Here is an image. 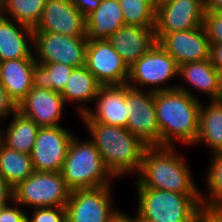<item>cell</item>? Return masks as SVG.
<instances>
[{"instance_id":"cell-21","label":"cell","mask_w":222,"mask_h":222,"mask_svg":"<svg viewBox=\"0 0 222 222\" xmlns=\"http://www.w3.org/2000/svg\"><path fill=\"white\" fill-rule=\"evenodd\" d=\"M178 77L195 88L209 100L222 99L221 74L213 66L210 58L179 65Z\"/></svg>"},{"instance_id":"cell-26","label":"cell","mask_w":222,"mask_h":222,"mask_svg":"<svg viewBox=\"0 0 222 222\" xmlns=\"http://www.w3.org/2000/svg\"><path fill=\"white\" fill-rule=\"evenodd\" d=\"M34 171L29 154L7 148L0 142V177L13 189Z\"/></svg>"},{"instance_id":"cell-41","label":"cell","mask_w":222,"mask_h":222,"mask_svg":"<svg viewBox=\"0 0 222 222\" xmlns=\"http://www.w3.org/2000/svg\"><path fill=\"white\" fill-rule=\"evenodd\" d=\"M136 216L134 217V222H151L149 220L143 219L141 216H139L137 213H135Z\"/></svg>"},{"instance_id":"cell-17","label":"cell","mask_w":222,"mask_h":222,"mask_svg":"<svg viewBox=\"0 0 222 222\" xmlns=\"http://www.w3.org/2000/svg\"><path fill=\"white\" fill-rule=\"evenodd\" d=\"M95 102L96 110L89 109L79 116L82 120H95L107 125L126 127L129 110L128 104H125V84L100 86Z\"/></svg>"},{"instance_id":"cell-43","label":"cell","mask_w":222,"mask_h":222,"mask_svg":"<svg viewBox=\"0 0 222 222\" xmlns=\"http://www.w3.org/2000/svg\"><path fill=\"white\" fill-rule=\"evenodd\" d=\"M62 222H71L68 217H65V219Z\"/></svg>"},{"instance_id":"cell-10","label":"cell","mask_w":222,"mask_h":222,"mask_svg":"<svg viewBox=\"0 0 222 222\" xmlns=\"http://www.w3.org/2000/svg\"><path fill=\"white\" fill-rule=\"evenodd\" d=\"M111 188L107 185L71 191L66 217L71 222H108L117 211L112 206Z\"/></svg>"},{"instance_id":"cell-13","label":"cell","mask_w":222,"mask_h":222,"mask_svg":"<svg viewBox=\"0 0 222 222\" xmlns=\"http://www.w3.org/2000/svg\"><path fill=\"white\" fill-rule=\"evenodd\" d=\"M203 0H166L156 6L155 36L202 26Z\"/></svg>"},{"instance_id":"cell-11","label":"cell","mask_w":222,"mask_h":222,"mask_svg":"<svg viewBox=\"0 0 222 222\" xmlns=\"http://www.w3.org/2000/svg\"><path fill=\"white\" fill-rule=\"evenodd\" d=\"M73 136L62 126L40 127L30 154L34 170L61 171Z\"/></svg>"},{"instance_id":"cell-7","label":"cell","mask_w":222,"mask_h":222,"mask_svg":"<svg viewBox=\"0 0 222 222\" xmlns=\"http://www.w3.org/2000/svg\"><path fill=\"white\" fill-rule=\"evenodd\" d=\"M179 66L174 58L168 54L158 42L129 67L127 85L151 92L167 91L177 89V83L165 86L169 80L178 76ZM140 86V88H139Z\"/></svg>"},{"instance_id":"cell-22","label":"cell","mask_w":222,"mask_h":222,"mask_svg":"<svg viewBox=\"0 0 222 222\" xmlns=\"http://www.w3.org/2000/svg\"><path fill=\"white\" fill-rule=\"evenodd\" d=\"M125 25L119 0H101L100 5L86 17L87 40H107Z\"/></svg>"},{"instance_id":"cell-28","label":"cell","mask_w":222,"mask_h":222,"mask_svg":"<svg viewBox=\"0 0 222 222\" xmlns=\"http://www.w3.org/2000/svg\"><path fill=\"white\" fill-rule=\"evenodd\" d=\"M72 71L73 67L63 63L36 62L33 71V87L61 93Z\"/></svg>"},{"instance_id":"cell-36","label":"cell","mask_w":222,"mask_h":222,"mask_svg":"<svg viewBox=\"0 0 222 222\" xmlns=\"http://www.w3.org/2000/svg\"><path fill=\"white\" fill-rule=\"evenodd\" d=\"M78 11L86 18L101 3V0H73Z\"/></svg>"},{"instance_id":"cell-38","label":"cell","mask_w":222,"mask_h":222,"mask_svg":"<svg viewBox=\"0 0 222 222\" xmlns=\"http://www.w3.org/2000/svg\"><path fill=\"white\" fill-rule=\"evenodd\" d=\"M210 60L213 66L222 74V44H211Z\"/></svg>"},{"instance_id":"cell-9","label":"cell","mask_w":222,"mask_h":222,"mask_svg":"<svg viewBox=\"0 0 222 222\" xmlns=\"http://www.w3.org/2000/svg\"><path fill=\"white\" fill-rule=\"evenodd\" d=\"M136 89L125 84V104H128L126 128L147 146H160L154 92Z\"/></svg>"},{"instance_id":"cell-6","label":"cell","mask_w":222,"mask_h":222,"mask_svg":"<svg viewBox=\"0 0 222 222\" xmlns=\"http://www.w3.org/2000/svg\"><path fill=\"white\" fill-rule=\"evenodd\" d=\"M71 190L61 171L36 172L13 189V200L20 206L34 208L65 207Z\"/></svg>"},{"instance_id":"cell-27","label":"cell","mask_w":222,"mask_h":222,"mask_svg":"<svg viewBox=\"0 0 222 222\" xmlns=\"http://www.w3.org/2000/svg\"><path fill=\"white\" fill-rule=\"evenodd\" d=\"M47 0H1L0 13L32 29L38 25ZM7 14V15H6Z\"/></svg>"},{"instance_id":"cell-8","label":"cell","mask_w":222,"mask_h":222,"mask_svg":"<svg viewBox=\"0 0 222 222\" xmlns=\"http://www.w3.org/2000/svg\"><path fill=\"white\" fill-rule=\"evenodd\" d=\"M87 42V37L33 32V53L38 63H63L73 68L81 67L85 65Z\"/></svg>"},{"instance_id":"cell-39","label":"cell","mask_w":222,"mask_h":222,"mask_svg":"<svg viewBox=\"0 0 222 222\" xmlns=\"http://www.w3.org/2000/svg\"><path fill=\"white\" fill-rule=\"evenodd\" d=\"M203 8L205 12L222 11V0H203Z\"/></svg>"},{"instance_id":"cell-19","label":"cell","mask_w":222,"mask_h":222,"mask_svg":"<svg viewBox=\"0 0 222 222\" xmlns=\"http://www.w3.org/2000/svg\"><path fill=\"white\" fill-rule=\"evenodd\" d=\"M35 58H20L0 62V85L18 106L33 87Z\"/></svg>"},{"instance_id":"cell-37","label":"cell","mask_w":222,"mask_h":222,"mask_svg":"<svg viewBox=\"0 0 222 222\" xmlns=\"http://www.w3.org/2000/svg\"><path fill=\"white\" fill-rule=\"evenodd\" d=\"M13 200V188L0 177V210Z\"/></svg>"},{"instance_id":"cell-23","label":"cell","mask_w":222,"mask_h":222,"mask_svg":"<svg viewBox=\"0 0 222 222\" xmlns=\"http://www.w3.org/2000/svg\"><path fill=\"white\" fill-rule=\"evenodd\" d=\"M100 84L93 74L85 67L73 68L63 91L60 93L65 103H77L79 116L85 114L90 108L85 104L95 101ZM88 102V103H87ZM88 107V108H87Z\"/></svg>"},{"instance_id":"cell-14","label":"cell","mask_w":222,"mask_h":222,"mask_svg":"<svg viewBox=\"0 0 222 222\" xmlns=\"http://www.w3.org/2000/svg\"><path fill=\"white\" fill-rule=\"evenodd\" d=\"M33 32L86 37V18L78 11L73 0H47Z\"/></svg>"},{"instance_id":"cell-20","label":"cell","mask_w":222,"mask_h":222,"mask_svg":"<svg viewBox=\"0 0 222 222\" xmlns=\"http://www.w3.org/2000/svg\"><path fill=\"white\" fill-rule=\"evenodd\" d=\"M15 22L0 16V62L35 58L31 49L33 47V29Z\"/></svg>"},{"instance_id":"cell-42","label":"cell","mask_w":222,"mask_h":222,"mask_svg":"<svg viewBox=\"0 0 222 222\" xmlns=\"http://www.w3.org/2000/svg\"><path fill=\"white\" fill-rule=\"evenodd\" d=\"M166 0H152V2L157 6L159 5L160 3L164 2Z\"/></svg>"},{"instance_id":"cell-5","label":"cell","mask_w":222,"mask_h":222,"mask_svg":"<svg viewBox=\"0 0 222 222\" xmlns=\"http://www.w3.org/2000/svg\"><path fill=\"white\" fill-rule=\"evenodd\" d=\"M138 210L151 222H194L202 208L200 194H179L167 190L137 188Z\"/></svg>"},{"instance_id":"cell-3","label":"cell","mask_w":222,"mask_h":222,"mask_svg":"<svg viewBox=\"0 0 222 222\" xmlns=\"http://www.w3.org/2000/svg\"><path fill=\"white\" fill-rule=\"evenodd\" d=\"M106 168L116 178L139 172L148 147L126 127L107 125L95 120H83Z\"/></svg>"},{"instance_id":"cell-2","label":"cell","mask_w":222,"mask_h":222,"mask_svg":"<svg viewBox=\"0 0 222 222\" xmlns=\"http://www.w3.org/2000/svg\"><path fill=\"white\" fill-rule=\"evenodd\" d=\"M171 146H148L143 154L136 188L201 194L184 157Z\"/></svg>"},{"instance_id":"cell-24","label":"cell","mask_w":222,"mask_h":222,"mask_svg":"<svg viewBox=\"0 0 222 222\" xmlns=\"http://www.w3.org/2000/svg\"><path fill=\"white\" fill-rule=\"evenodd\" d=\"M13 114L7 129L0 130V142L7 148L30 155L40 127L18 110Z\"/></svg>"},{"instance_id":"cell-34","label":"cell","mask_w":222,"mask_h":222,"mask_svg":"<svg viewBox=\"0 0 222 222\" xmlns=\"http://www.w3.org/2000/svg\"><path fill=\"white\" fill-rule=\"evenodd\" d=\"M18 110V106L15 102L10 98L6 89L0 85V120L4 121V118H8L10 112H16Z\"/></svg>"},{"instance_id":"cell-29","label":"cell","mask_w":222,"mask_h":222,"mask_svg":"<svg viewBox=\"0 0 222 222\" xmlns=\"http://www.w3.org/2000/svg\"><path fill=\"white\" fill-rule=\"evenodd\" d=\"M126 25L155 27L156 5L152 0H119Z\"/></svg>"},{"instance_id":"cell-1","label":"cell","mask_w":222,"mask_h":222,"mask_svg":"<svg viewBox=\"0 0 222 222\" xmlns=\"http://www.w3.org/2000/svg\"><path fill=\"white\" fill-rule=\"evenodd\" d=\"M154 103L160 146L173 147L175 140L194 145L199 128L200 99L186 85L178 83L177 89L154 92Z\"/></svg>"},{"instance_id":"cell-18","label":"cell","mask_w":222,"mask_h":222,"mask_svg":"<svg viewBox=\"0 0 222 222\" xmlns=\"http://www.w3.org/2000/svg\"><path fill=\"white\" fill-rule=\"evenodd\" d=\"M107 41L130 67L157 42L155 27L125 25L110 35Z\"/></svg>"},{"instance_id":"cell-31","label":"cell","mask_w":222,"mask_h":222,"mask_svg":"<svg viewBox=\"0 0 222 222\" xmlns=\"http://www.w3.org/2000/svg\"><path fill=\"white\" fill-rule=\"evenodd\" d=\"M202 27L210 44H222V11L205 12Z\"/></svg>"},{"instance_id":"cell-40","label":"cell","mask_w":222,"mask_h":222,"mask_svg":"<svg viewBox=\"0 0 222 222\" xmlns=\"http://www.w3.org/2000/svg\"><path fill=\"white\" fill-rule=\"evenodd\" d=\"M134 217L121 212L117 209L116 213L109 219L108 222H134Z\"/></svg>"},{"instance_id":"cell-12","label":"cell","mask_w":222,"mask_h":222,"mask_svg":"<svg viewBox=\"0 0 222 222\" xmlns=\"http://www.w3.org/2000/svg\"><path fill=\"white\" fill-rule=\"evenodd\" d=\"M85 67L101 86L127 83L129 67L107 40L87 42Z\"/></svg>"},{"instance_id":"cell-33","label":"cell","mask_w":222,"mask_h":222,"mask_svg":"<svg viewBox=\"0 0 222 222\" xmlns=\"http://www.w3.org/2000/svg\"><path fill=\"white\" fill-rule=\"evenodd\" d=\"M12 203V206H11ZM27 213L14 200L0 210V222H26Z\"/></svg>"},{"instance_id":"cell-16","label":"cell","mask_w":222,"mask_h":222,"mask_svg":"<svg viewBox=\"0 0 222 222\" xmlns=\"http://www.w3.org/2000/svg\"><path fill=\"white\" fill-rule=\"evenodd\" d=\"M65 102L62 95L51 89L32 87L18 105V111L32 119L39 127L61 126ZM61 119V120H60Z\"/></svg>"},{"instance_id":"cell-35","label":"cell","mask_w":222,"mask_h":222,"mask_svg":"<svg viewBox=\"0 0 222 222\" xmlns=\"http://www.w3.org/2000/svg\"><path fill=\"white\" fill-rule=\"evenodd\" d=\"M194 222H222V212L219 209L201 208Z\"/></svg>"},{"instance_id":"cell-25","label":"cell","mask_w":222,"mask_h":222,"mask_svg":"<svg viewBox=\"0 0 222 222\" xmlns=\"http://www.w3.org/2000/svg\"><path fill=\"white\" fill-rule=\"evenodd\" d=\"M205 106V107H204ZM209 146L213 152L222 151V99L200 105L199 128L195 141Z\"/></svg>"},{"instance_id":"cell-32","label":"cell","mask_w":222,"mask_h":222,"mask_svg":"<svg viewBox=\"0 0 222 222\" xmlns=\"http://www.w3.org/2000/svg\"><path fill=\"white\" fill-rule=\"evenodd\" d=\"M32 216L27 214L26 222H62L66 217L65 207H41L32 210Z\"/></svg>"},{"instance_id":"cell-30","label":"cell","mask_w":222,"mask_h":222,"mask_svg":"<svg viewBox=\"0 0 222 222\" xmlns=\"http://www.w3.org/2000/svg\"><path fill=\"white\" fill-rule=\"evenodd\" d=\"M207 174V189L210 194H200L203 208L219 209L222 206V151L213 152ZM207 197V199H206Z\"/></svg>"},{"instance_id":"cell-4","label":"cell","mask_w":222,"mask_h":222,"mask_svg":"<svg viewBox=\"0 0 222 222\" xmlns=\"http://www.w3.org/2000/svg\"><path fill=\"white\" fill-rule=\"evenodd\" d=\"M61 174L71 191L111 185L115 178L104 165L95 144L90 139L82 142L75 136L68 147Z\"/></svg>"},{"instance_id":"cell-15","label":"cell","mask_w":222,"mask_h":222,"mask_svg":"<svg viewBox=\"0 0 222 222\" xmlns=\"http://www.w3.org/2000/svg\"><path fill=\"white\" fill-rule=\"evenodd\" d=\"M178 66L210 58L211 44L202 26L164 34L158 41Z\"/></svg>"}]
</instances>
